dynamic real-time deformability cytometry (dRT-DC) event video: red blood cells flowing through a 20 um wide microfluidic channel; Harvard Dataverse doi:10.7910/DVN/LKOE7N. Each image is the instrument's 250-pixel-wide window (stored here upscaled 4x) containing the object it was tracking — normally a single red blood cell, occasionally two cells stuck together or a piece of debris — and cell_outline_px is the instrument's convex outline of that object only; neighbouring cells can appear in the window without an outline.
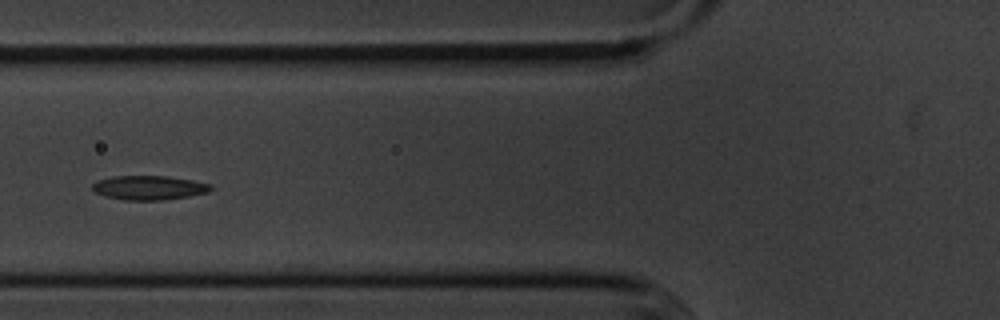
{"species": "common noctule bat (a hibernating species)", "species_latin": "Nyctalus noctula", "temperature_condition": "cold", "stored_images_in_passage": 5, "camera_frame_rate_fps": 3000, "um_per_image_px": 0.085, "animal": {"sex": "male", "body_mass_g": 20.1, "forearm_length_mm": 53.5}, "frame": {"image": 1, "passage_image": 5, "time_ms": 4.667, "image_size_px": [1000, 320], "cell_outline_px": [[212, 188], [208, 192], [188, 196], [160, 200], [124, 200], [104, 196], [96, 192], [92, 188], [92, 184], [96, 180], [112, 176], [164, 176], [192, 180], [212, 184]], "centroid_in_image_um": [12.63, 15.95], "position_along_channel_um": 113.2, "area_um2": 16.65}}